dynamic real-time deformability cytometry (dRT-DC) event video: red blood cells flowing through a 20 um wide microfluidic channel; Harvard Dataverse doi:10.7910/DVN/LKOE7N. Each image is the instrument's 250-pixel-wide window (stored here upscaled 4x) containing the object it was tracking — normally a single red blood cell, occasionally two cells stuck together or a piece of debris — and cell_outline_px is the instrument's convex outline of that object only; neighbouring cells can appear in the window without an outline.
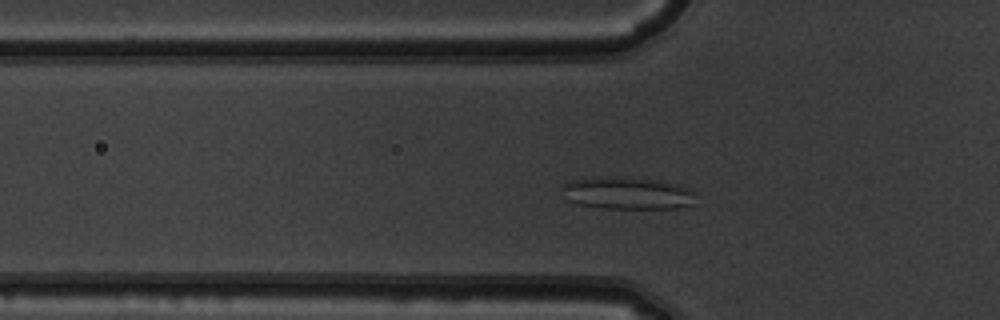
{"species": "common noctule bat (a hibernating species)", "species_latin": "Nyctalus noctula", "temperature_condition": "warm", "stored_images_in_passage": 43, "camera_frame_rate_fps": 3000, "um_per_image_px": 0.085, "animal": {"sex": "male", "body_mass_g": 19.5, "forearm_length_mm": 54.6}, "frame": {"image": 1, "passage_image": 9, "time_ms": 2.667, "image_size_px": [1000, 320], "cell_outline_px": [[696, 204], [676, 208], [600, 208], [580, 204], [568, 200], [560, 188], [564, 184], [572, 180], [660, 180], [676, 184], [688, 188], [696, 192]], "centroid_in_image_um": [53.44, 16.49], "position_along_channel_um": 72.4, "area_um2": 23.99}}
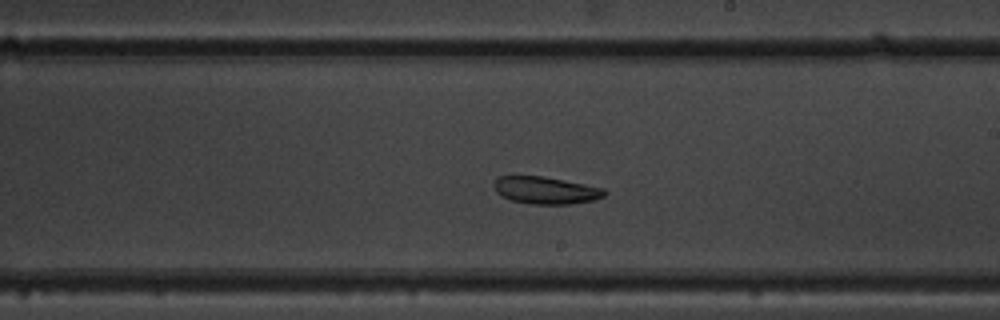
{"frame": {"image": 2, "passage_image": 22, "time_ms": 7.0, "image_size_px": [1000, 320], "cell_outline_px": [[608, 192], [604, 196], [596, 200], [572, 204], [532, 204], [512, 200], [500, 196], [496, 192], [492, 184], [492, 180], [496, 176], [544, 176], [604, 188]], "centroid_in_image_um": [46.36, 16.17], "position_along_channel_um": 242.6, "area_um2": 17.86}}
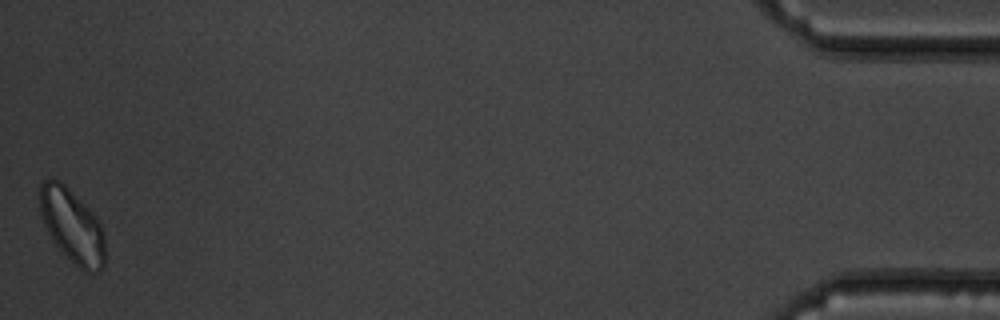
{"frame": {"image": 3, "passage_image": 43, "time_ms": 14.0, "image_size_px": [1000, 320], "cell_outline_px": [[104, 264], [96, 272], [84, 272], [52, 240], [40, 216], [40, 184], [44, 180], [60, 180], [96, 216], [100, 224], [104, 236]], "centroid_in_image_um": [6.12, 19.18], "position_along_channel_um": 429.1, "area_um2": 27.46}, "authors_computed_cell_mechanics": {"area_um2": 21.6172, "velocity_mm_per_s": 3.9412, "shape_relaxation_time_tau1_ms": 4.1788, "shape_relaxation_time_tau2_ms": 3.7212, "deformation_change_tau1": 0.0786, "deformation_change_tau2": 0.1063}}